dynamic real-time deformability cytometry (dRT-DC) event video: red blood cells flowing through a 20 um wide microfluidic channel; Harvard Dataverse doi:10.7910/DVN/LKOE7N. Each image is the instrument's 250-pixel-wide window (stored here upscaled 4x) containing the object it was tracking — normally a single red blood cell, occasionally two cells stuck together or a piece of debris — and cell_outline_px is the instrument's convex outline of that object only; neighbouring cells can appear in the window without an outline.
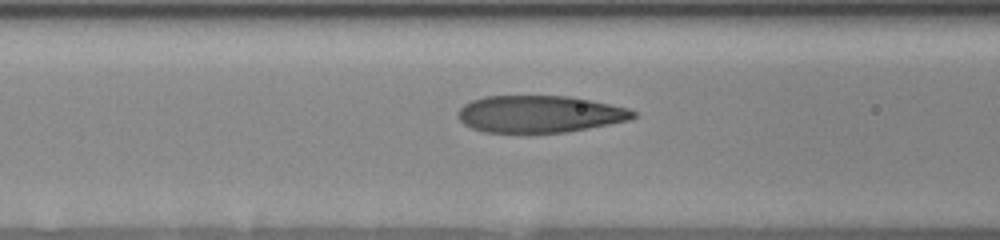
{"species": "human", "species_latin": "Homo sapiens", "temperature_condition": "room temperature", "stored_images_in_passage": 18, "camera_frame_rate_fps": 3000, "um_per_image_px": 0.085, "donor": {"sex": "female"}, "frame": {"image": 1, "passage_image": 16, "time_ms": 5.0, "image_size_px": [1000, 240], "cell_outline_px": [[636, 116], [628, 120], [588, 128], [564, 132], [484, 132], [472, 128], [464, 124], [456, 116], [456, 112], [464, 104], [472, 100], [484, 96], [568, 96], [628, 108], [636, 112]], "centroid_in_image_um": [45.81, 9.69], "position_along_channel_um": 120.8, "area_um2": 37.51}}